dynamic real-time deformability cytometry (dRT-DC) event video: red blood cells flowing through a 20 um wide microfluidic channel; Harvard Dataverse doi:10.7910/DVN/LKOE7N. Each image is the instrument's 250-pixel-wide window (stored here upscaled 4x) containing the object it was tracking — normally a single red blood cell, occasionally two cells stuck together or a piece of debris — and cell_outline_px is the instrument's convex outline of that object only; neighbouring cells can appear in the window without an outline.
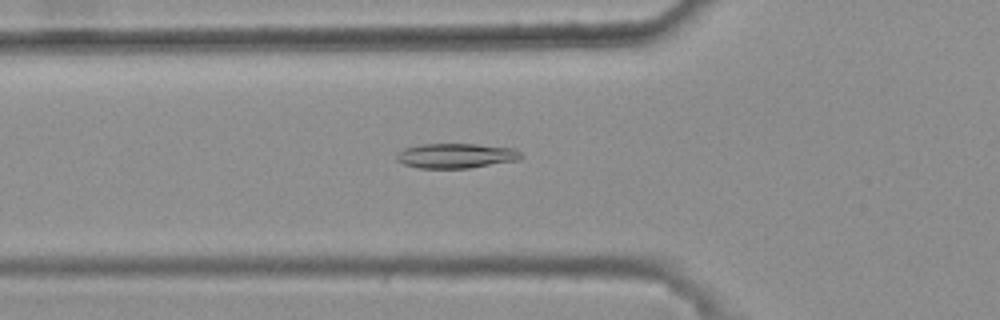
{"species": "common noctule bat (a hibernating species)", "species_latin": "Nyctalus noctula", "temperature_condition": "warm", "stored_images_in_passage": 31, "camera_frame_rate_fps": 3000, "um_per_image_px": 0.085, "animal": {"sex": "female", "body_mass_g": 25.1}, "frame": {"image": 1, "passage_image": 2, "time_ms": 0.333, "image_size_px": [1000, 320], "cell_outline_px": [[524, 156], [520, 160], [468, 168], [420, 168], [404, 164], [396, 160], [396, 156], [404, 148], [420, 144], [476, 144], [516, 148]], "centroid_in_image_um": [38.81, 13.23], "position_along_channel_um": 87.0, "area_um2": 18.09}}
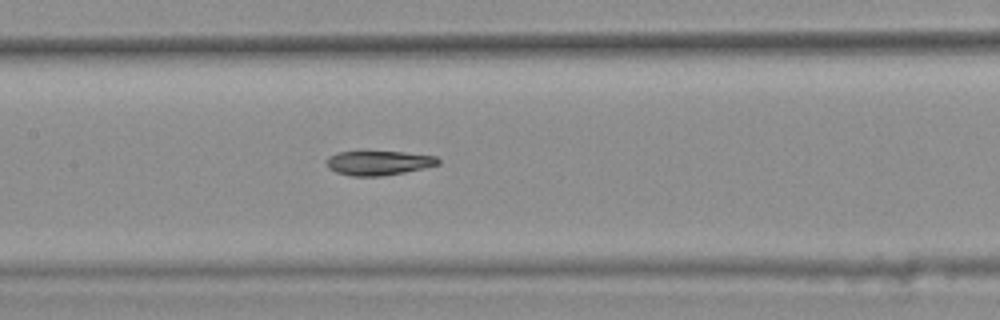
{"frame": {"image": 2, "passage_image": 9, "time_ms": 2.667, "image_size_px": [1000, 320], "cell_outline_px": [[440, 164], [424, 168], [404, 172], [380, 176], [352, 176], [336, 172], [328, 168], [328, 156], [336, 152], [404, 152], [436, 156], [440, 160]], "centroid_in_image_um": [32.2, 13.85], "position_along_channel_um": 175.2, "area_um2": 15.72}}
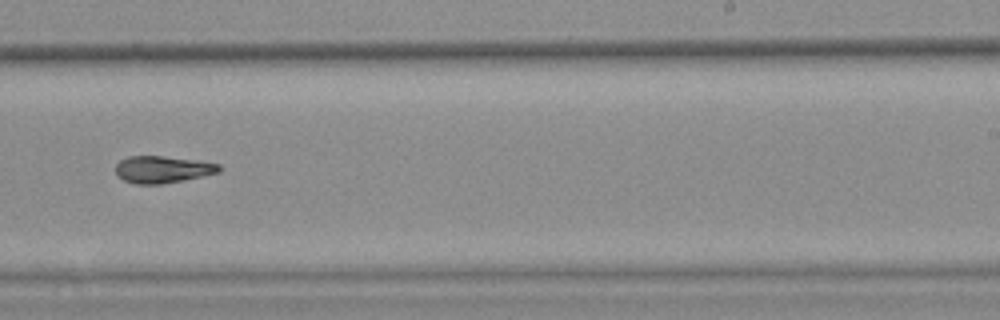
{"frame": {"image": 3, "passage_image": 17, "time_ms": 5.333, "image_size_px": [1000, 320], "cell_outline_px": [[224, 168], [220, 172], [184, 180], [160, 184], [136, 184], [124, 180], [116, 176], [116, 164], [120, 160], [128, 156], [160, 156], [200, 160], [220, 164]], "centroid_in_image_um": [13.85, 14.4], "position_along_channel_um": 275.2, "area_um2": 16.47}}